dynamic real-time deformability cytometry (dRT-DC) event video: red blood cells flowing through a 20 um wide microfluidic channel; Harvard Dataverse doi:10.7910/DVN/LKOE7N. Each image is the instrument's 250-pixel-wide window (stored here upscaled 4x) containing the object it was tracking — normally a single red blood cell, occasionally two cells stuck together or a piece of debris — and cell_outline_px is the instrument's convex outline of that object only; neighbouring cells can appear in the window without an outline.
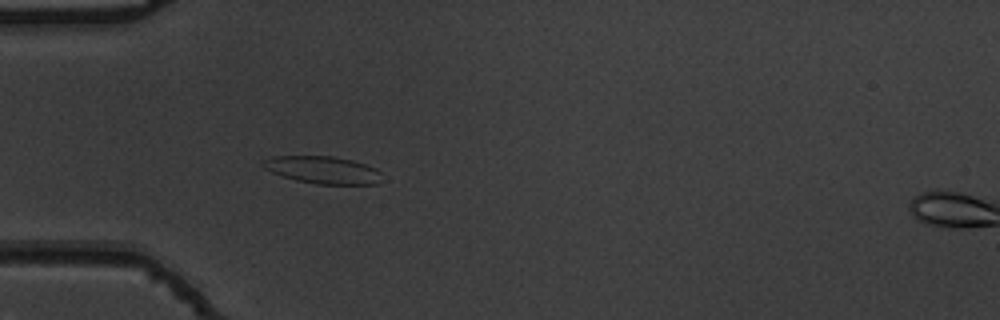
{"species": "common noctule bat (a hibernating species)", "species_latin": "Nyctalus noctula", "temperature_condition": "warm", "stored_images_in_passage": 38, "camera_frame_rate_fps": 3000, "um_per_image_px": 0.085, "animal": {"sex": "male", "body_mass_g": 19.5, "forearm_length_mm": 54.6}, "frame": {"image": 1, "passage_image": 1, "time_ms": 0.0, "image_size_px": [1000, 320], "cell_outline_px": [[380, 184], [316, 184], [296, 180], [272, 172], [264, 168], [260, 164], [260, 160], [272, 156], [332, 156], [352, 160], [376, 168], [380, 172]], "centroid_in_image_um": [27.4, 14.44], "position_along_channel_um": 57.6, "area_um2": 19.02}}
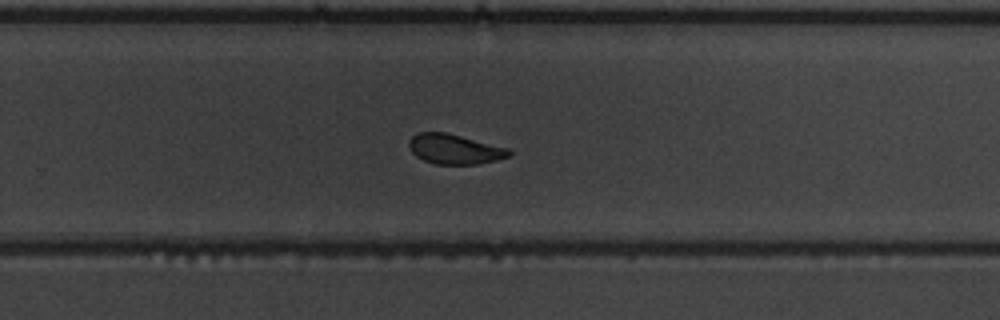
{"frame": {"image": 2, "passage_image": 20, "time_ms": 6.333, "image_size_px": [1000, 320], "cell_outline_px": [[512, 156], [480, 164], [436, 164], [424, 160], [416, 156], [412, 152], [408, 144], [408, 140], [416, 132], [444, 132], [512, 148]], "centroid_in_image_um": [38.69, 12.67], "position_along_channel_um": 291.1, "area_um2": 17.69}}
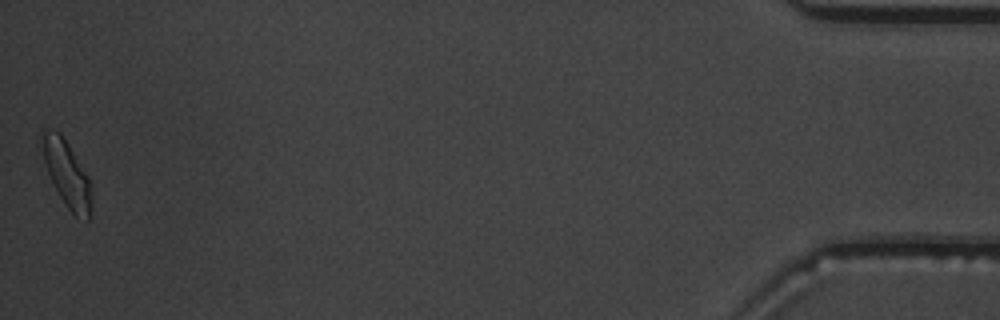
{"frame": {"image": 3, "passage_image": 38, "time_ms": 12.333, "image_size_px": [1000, 320], "cell_outline_px": [[88, 220], [76, 216], [64, 204], [48, 172], [36, 144], [40, 132], [52, 128], [60, 132], [68, 144], [88, 176]], "centroid_in_image_um": [5.52, 14.58], "position_along_channel_um": 429.7, "area_um2": 18.67}, "authors_computed_cell_mechanics": {"area_um2": 18.1492, "velocity_mm_per_s": 3.7909, "shape_relaxation_time_tau1_ms": 9.6107, "shape_relaxation_time_tau2_ms": 1.6208, "deformation_change_tau1": 0.1864, "deformation_change_tau2": 0.078}}